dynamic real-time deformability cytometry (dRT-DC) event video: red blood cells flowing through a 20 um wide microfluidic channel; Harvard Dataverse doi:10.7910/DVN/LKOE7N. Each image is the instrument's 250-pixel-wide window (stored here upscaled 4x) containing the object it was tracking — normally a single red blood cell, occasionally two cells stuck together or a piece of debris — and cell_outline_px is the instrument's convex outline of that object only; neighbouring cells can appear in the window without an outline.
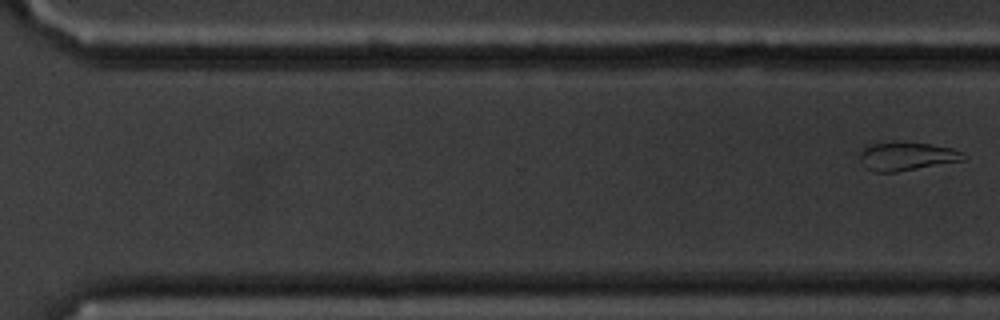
{"species": "common noctule bat (a hibernating species)", "species_latin": "Nyctalus noctula", "temperature_condition": "cold", "stored_images_in_passage": 10, "segment_of_instrument_passage": [2, 2], "camera_frame_rate_fps": 3000, "um_per_image_px": 0.085, "animal": {"sex": "male", "body_mass_g": 20.1, "forearm_length_mm": 53.5}, "frame": {"image": 1, "passage_image": 10, "time_ms": 11.667, "image_size_px": [1000, 320], "cell_outline_px": [[968, 156], [964, 160], [896, 172], [876, 172], [868, 168], [860, 160], [860, 152], [864, 148], [872, 144], [932, 144], [952, 148]], "centroid_in_image_um": [77.11, 13.31], "position_along_channel_um": 293.5, "area_um2": 16.42}}